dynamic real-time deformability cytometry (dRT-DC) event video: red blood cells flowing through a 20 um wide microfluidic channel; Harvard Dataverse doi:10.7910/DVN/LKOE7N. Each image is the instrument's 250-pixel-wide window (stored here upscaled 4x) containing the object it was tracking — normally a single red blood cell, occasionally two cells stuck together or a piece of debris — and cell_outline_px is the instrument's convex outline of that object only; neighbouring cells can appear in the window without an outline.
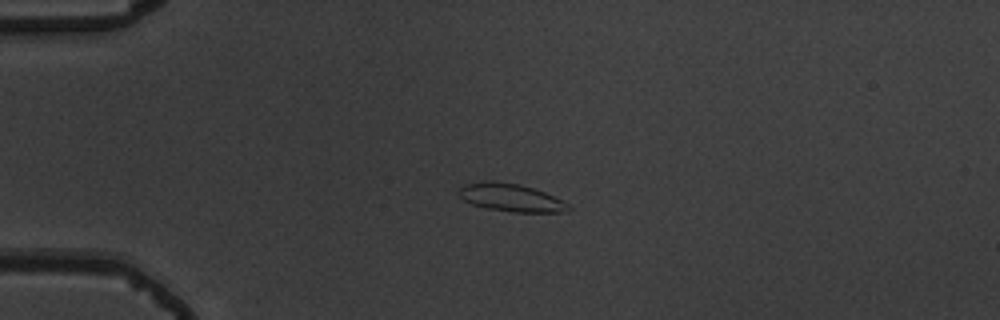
{"species": "common noctule bat (a hibernating species)", "species_latin": "Nyctalus noctula", "temperature_condition": "warm", "stored_images_in_passage": 42, "camera_frame_rate_fps": 3000, "um_per_image_px": 0.085, "animal": {"sex": "male", "body_mass_g": 19.5, "forearm_length_mm": 54.6}, "frame": {"image": 1, "passage_image": 1, "time_ms": 0.0, "image_size_px": [1000, 320], "cell_outline_px": [[572, 208], [564, 212], [512, 212], [488, 208], [472, 204], [464, 200], [456, 192], [464, 184], [484, 180], [492, 180], [520, 184], [544, 192], [568, 204]], "centroid_in_image_um": [43.38, 16.78], "position_along_channel_um": 41.6, "area_um2": 17.74}}
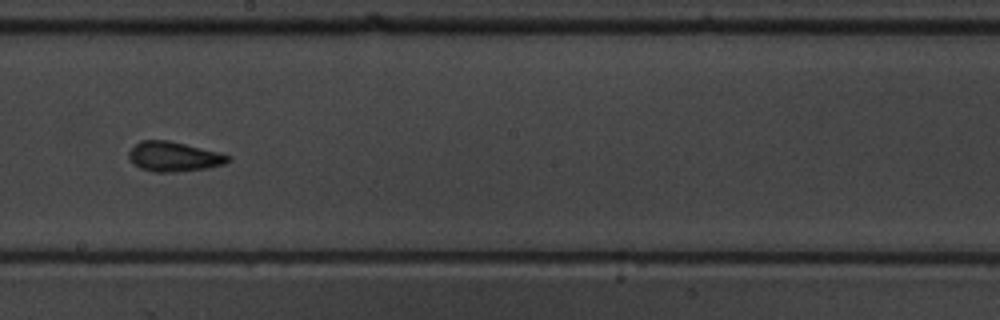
{"frame": {"image": 2, "passage_image": 19, "time_ms": 6.0, "image_size_px": [1000, 320], "cell_outline_px": [[232, 160], [224, 164], [208, 168], [176, 172], [152, 172], [140, 168], [132, 164], [128, 160], [128, 152], [140, 140], [168, 140], [220, 152], [232, 156]], "centroid_in_image_um": [14.78, 13.32], "position_along_channel_um": 233.4, "area_um2": 17.51}}
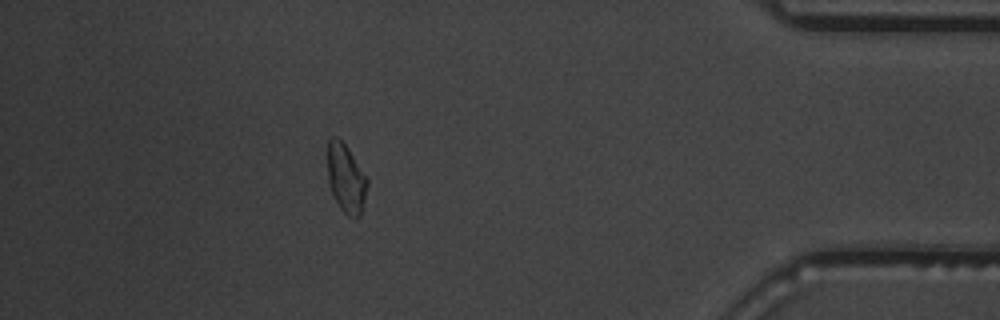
{"frame": {"image": 3, "passage_image": 36, "time_ms": 11.667, "image_size_px": [1000, 320], "cell_outline_px": [[368, 184], [360, 216], [348, 216], [340, 208], [328, 184], [328, 140], [332, 136], [336, 136], [348, 148], [368, 180]], "centroid_in_image_um": [29.4, 15.15], "position_along_channel_um": 405.8, "area_um2": 15.61}, "authors_computed_cell_mechanics": {"area_um2": 16.3863, "velocity_mm_per_s": 3.7668, "shape_relaxation_time_tau1_ms": 7.4132, "shape_relaxation_time_tau2_ms": 4.0618, "deformation_change_tau1": 0.2205, "deformation_change_tau2": 0.1033}}